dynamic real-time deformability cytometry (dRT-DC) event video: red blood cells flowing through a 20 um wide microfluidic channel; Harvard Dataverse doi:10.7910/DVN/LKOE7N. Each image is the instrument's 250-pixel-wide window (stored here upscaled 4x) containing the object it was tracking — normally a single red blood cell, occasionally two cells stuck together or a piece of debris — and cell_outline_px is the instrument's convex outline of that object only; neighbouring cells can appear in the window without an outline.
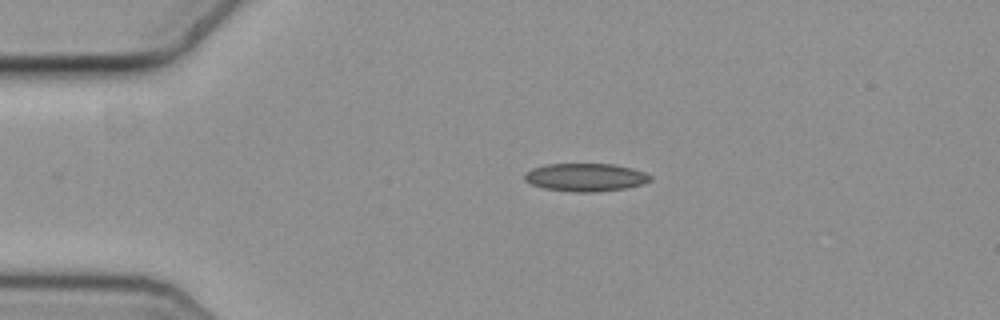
{"species": "common noctule bat (a hibernating species)", "species_latin": "Nyctalus noctula", "temperature_condition": "cold", "stored_images_in_passage": 32, "camera_frame_rate_fps": 3000, "um_per_image_px": 0.085, "animal": {"sex": "female", "body_mass_g": 19.3, "forearm_length_mm": 54.1}, "frame": {"image": 1, "passage_image": 1, "time_ms": 0.0, "image_size_px": [1000, 320], "cell_outline_px": [[652, 180], [640, 184], [624, 188], [600, 192], [572, 192], [544, 188], [532, 184], [524, 180], [524, 172], [532, 168], [548, 164], [612, 164], [632, 168], [644, 172], [652, 176]], "centroid_in_image_um": [49.75, 15.07], "position_along_channel_um": 35.3, "area_um2": 20.52}}
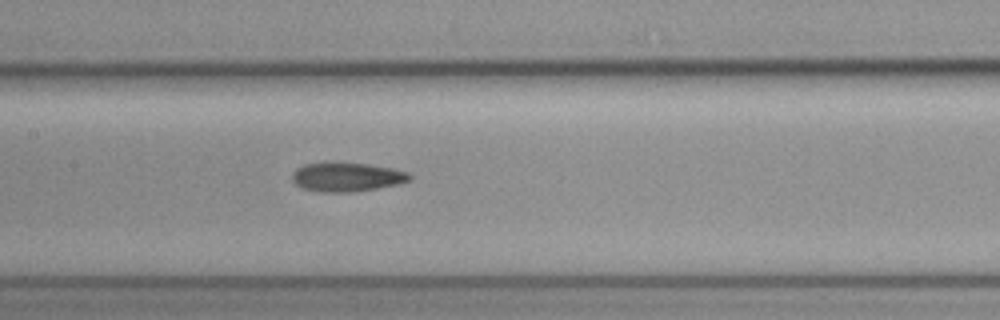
{"frame": {"image": 2, "passage_image": 16, "time_ms": 5.0, "image_size_px": [1000, 320], "cell_outline_px": [[412, 180], [400, 184], [356, 192], [320, 192], [300, 188], [292, 180], [292, 172], [296, 168], [304, 164], [368, 164], [392, 168], [408, 172], [412, 176]], "centroid_in_image_um": [29.51, 15.08], "position_along_channel_um": 177.9, "area_um2": 19.77}}
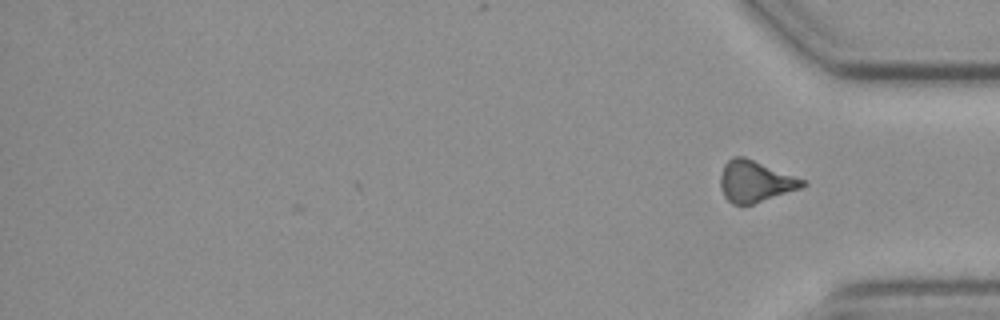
{"frame": {"image": 3, "passage_image": 32, "time_ms": 10.333, "image_size_px": [1000, 320], "cell_outline_px": [[808, 184], [800, 188], [740, 208], [732, 204], [724, 196], [720, 188], [720, 172], [724, 164], [732, 156], [744, 156], [804, 180]], "centroid_in_image_um": [64.12, 15.43], "position_along_channel_um": 371.1, "area_um2": 19.88}}